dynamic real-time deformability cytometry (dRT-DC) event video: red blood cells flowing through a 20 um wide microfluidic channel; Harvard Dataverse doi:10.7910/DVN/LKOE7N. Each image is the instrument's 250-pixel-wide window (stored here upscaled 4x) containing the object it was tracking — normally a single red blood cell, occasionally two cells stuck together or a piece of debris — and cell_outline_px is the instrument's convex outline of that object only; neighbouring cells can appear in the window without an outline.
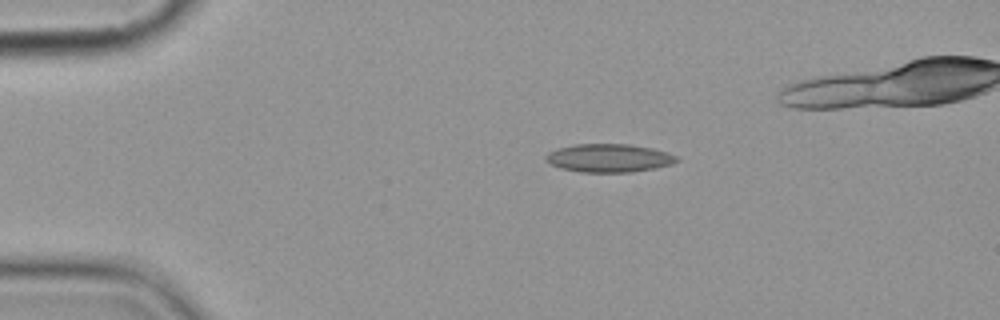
{"species": "common noctule bat (a hibernating species)", "species_latin": "Nyctalus noctula", "temperature_condition": "cold", "stored_images_in_passage": 4, "camera_frame_rate_fps": 3000, "um_per_image_px": 0.085, "animal": {"sex": "female", "body_mass_g": 19.9}, "frame": {"image": 1, "passage_image": 4, "time_ms": 4.333, "image_size_px": [1000, 320], "cell_outline_px": [[680, 160], [672, 164], [656, 168], [632, 172], [580, 172], [560, 168], [544, 160], [544, 156], [548, 152], [560, 148], [576, 144], [632, 144], [652, 148], [668, 152], [676, 156]], "centroid_in_image_um": [51.78, 13.43], "position_along_channel_um": 33.2, "area_um2": 21.68}}